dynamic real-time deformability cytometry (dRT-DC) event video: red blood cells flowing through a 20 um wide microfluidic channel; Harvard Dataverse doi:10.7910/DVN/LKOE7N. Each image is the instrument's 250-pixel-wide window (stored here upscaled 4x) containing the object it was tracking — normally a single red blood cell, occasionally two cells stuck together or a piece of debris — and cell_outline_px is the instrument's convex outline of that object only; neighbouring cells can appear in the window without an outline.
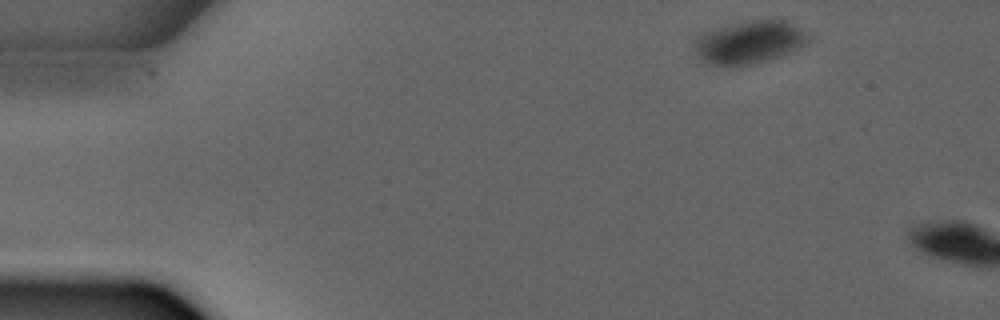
{"species": "common noctule bat (a hibernating species)", "species_latin": "Nyctalus noctula", "temperature_condition": "warm", "stored_images_in_passage": 2, "camera_frame_rate_fps": 3000, "um_per_image_px": 0.085, "animal": {"sex": "male", "forearm_length_mm": 52.5}, "frame": {"image": 1, "passage_image": 1, "time_ms": 0.0, "image_size_px": [1000, 320], "cell_outline_px": [[808, 40], [800, 48], [792, 52], [768, 60], [748, 64], [712, 64], [704, 60], [696, 52], [692, 44], [696, 36], [704, 32], [716, 28], [732, 24], [772, 16], [780, 16], [788, 20], [800, 28], [808, 36]], "centroid_in_image_um": [63.74, 3.52], "position_along_channel_um": 21.3, "area_um2": 28.55}}